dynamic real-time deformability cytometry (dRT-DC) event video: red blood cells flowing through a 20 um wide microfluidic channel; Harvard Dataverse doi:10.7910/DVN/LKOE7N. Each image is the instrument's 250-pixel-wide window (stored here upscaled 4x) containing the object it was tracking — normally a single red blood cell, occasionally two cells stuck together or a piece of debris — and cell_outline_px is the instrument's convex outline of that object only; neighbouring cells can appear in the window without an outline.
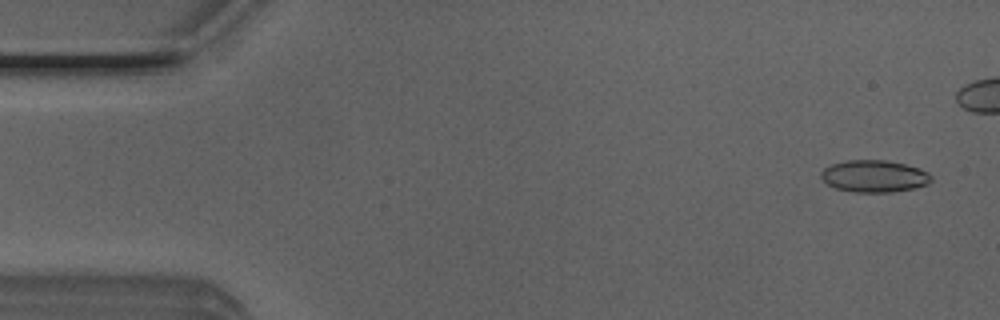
{"species": "Egyptian fruit bat (a non-hibernating species)", "species_latin": "Rousettus aegyptiacus", "temperature_condition": "room temperature", "stored_images_in_passage": 42, "camera_frame_rate_fps": 3000, "um_per_image_px": 0.085, "animal": {"sex": "male"}, "frame": {"image": 1, "passage_image": 3, "time_ms": 0.667, "image_size_px": [1000, 320], "cell_outline_px": [[932, 180], [928, 184], [912, 188], [892, 192], [856, 192], [836, 188], [828, 184], [820, 176], [820, 172], [824, 168], [832, 164], [848, 160], [888, 160], [920, 168], [928, 172], [932, 176]], "centroid_in_image_um": [74.32, 14.97], "position_along_channel_um": 10.7, "area_um2": 20.52}}
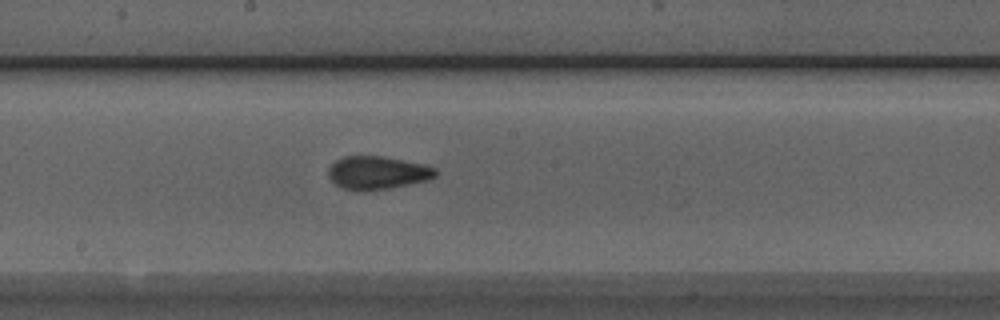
{"frame": {"image": 2, "passage_image": 27, "time_ms": 8.667, "image_size_px": [1000, 320], "cell_outline_px": [[436, 176], [428, 180], [388, 188], [364, 192], [340, 188], [328, 176], [328, 168], [336, 160], [344, 156], [380, 156], [424, 164], [436, 168]], "centroid_in_image_um": [32.05, 14.69], "position_along_channel_um": 216.1, "area_um2": 20.69}}
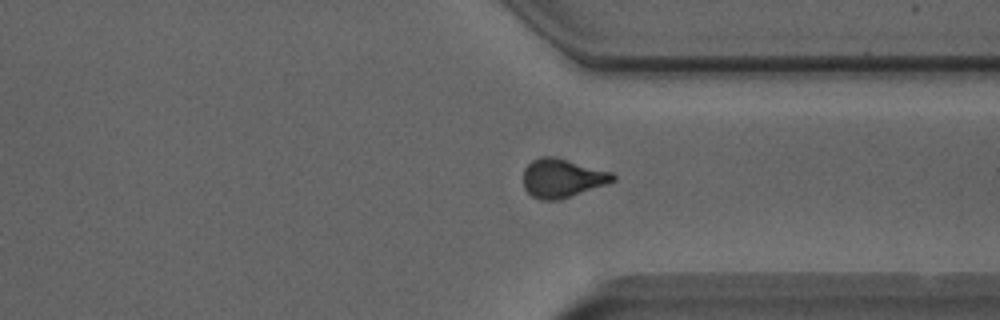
{"frame": {"image": 3, "passage_image": 38, "time_ms": 12.333, "image_size_px": [1000, 320], "cell_outline_px": [[616, 180], [560, 200], [540, 200], [532, 196], [524, 188], [524, 168], [532, 160], [540, 156], [556, 156], [612, 172], [616, 176]], "centroid_in_image_um": [47.77, 15.12], "position_along_channel_um": 363.6, "area_um2": 20.29}}